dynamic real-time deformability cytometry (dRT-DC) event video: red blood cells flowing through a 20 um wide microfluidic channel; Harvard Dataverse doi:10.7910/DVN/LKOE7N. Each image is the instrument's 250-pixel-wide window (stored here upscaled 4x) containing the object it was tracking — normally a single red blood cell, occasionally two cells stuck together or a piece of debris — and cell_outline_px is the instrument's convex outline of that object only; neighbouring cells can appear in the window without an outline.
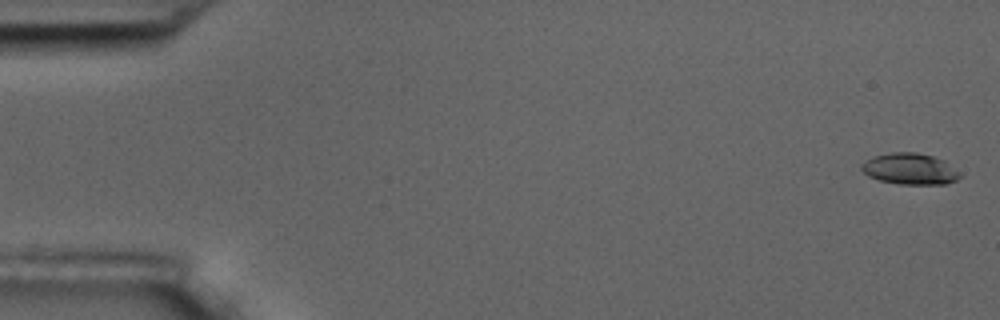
{"species": "common noctule bat (a hibernating species)", "species_latin": "Nyctalus noctula", "temperature_condition": "room temperature", "stored_images_in_passage": 10, "camera_frame_rate_fps": 3000, "um_per_image_px": 0.085, "animal": {"sex": "male", "body_mass_g": 17.5, "forearm_length_mm": 52.3}, "frame": {"image": 1, "passage_image": 1, "time_ms": 0.0, "image_size_px": [1000, 320], "cell_outline_px": [[960, 176], [956, 180], [944, 184], [900, 184], [880, 180], [868, 176], [860, 168], [860, 164], [872, 156], [892, 152], [916, 152], [932, 156], [944, 160], [960, 172]], "centroid_in_image_um": [77.32, 14.35], "position_along_channel_um": 7.7, "area_um2": 17.92}}
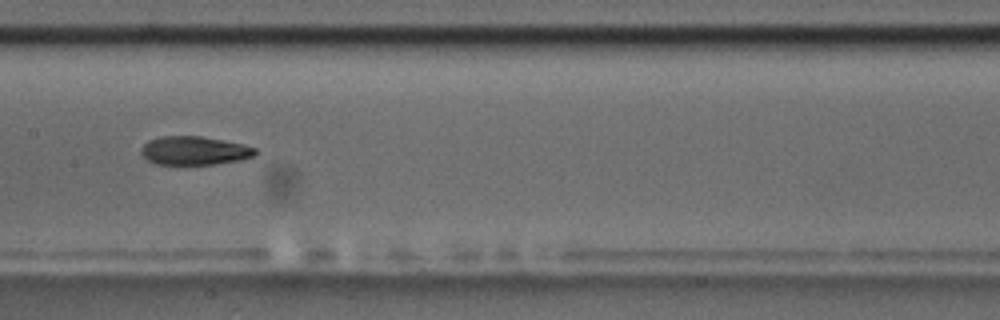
{"frame": {"image": 2, "passage_image": 9, "time_ms": 9.333, "image_size_px": [1000, 320], "cell_outline_px": [[256, 152], [252, 156], [240, 160], [216, 164], [156, 164], [148, 160], [140, 152], [140, 148], [148, 140], [160, 136], [200, 136], [240, 144], [256, 148]], "centroid_in_image_um": [16.46, 12.8], "position_along_channel_um": 190.9, "area_um2": 18.79}}
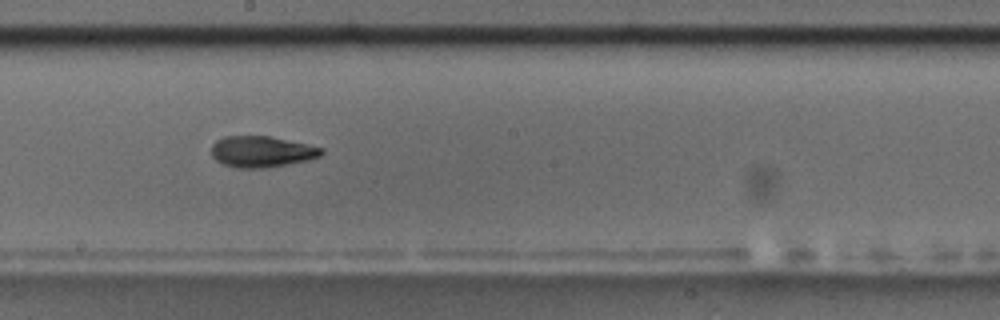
{"frame": {"image": 3, "passage_image": 10, "time_ms": 10.333, "image_size_px": [1000, 320], "cell_outline_px": [[324, 152], [320, 156], [308, 160], [268, 168], [236, 168], [224, 164], [216, 160], [212, 156], [212, 144], [216, 140], [224, 136], [268, 136], [308, 144], [324, 148]], "centroid_in_image_um": [22.25, 12.89], "position_along_channel_um": 226.0, "area_um2": 20.06}}